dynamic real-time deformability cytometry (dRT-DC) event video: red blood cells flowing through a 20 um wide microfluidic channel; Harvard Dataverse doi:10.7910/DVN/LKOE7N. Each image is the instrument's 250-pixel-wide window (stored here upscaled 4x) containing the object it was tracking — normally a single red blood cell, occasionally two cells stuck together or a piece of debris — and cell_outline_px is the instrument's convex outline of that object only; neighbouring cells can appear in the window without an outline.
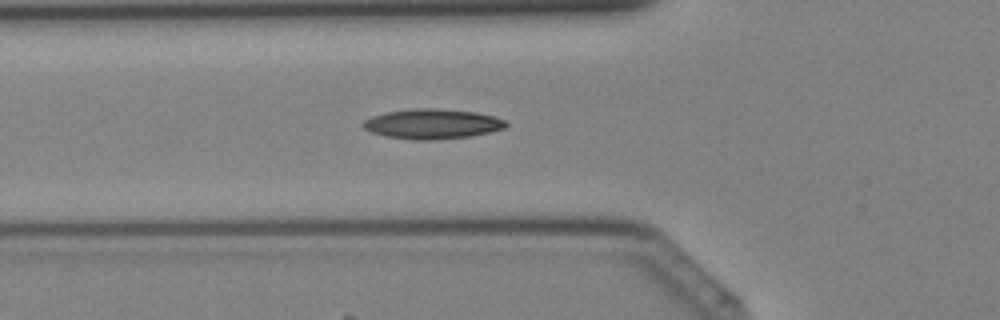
{"species": "Egyptian fruit bat (a non-hibernating species)", "species_latin": "Rousettus aegyptiacus", "temperature_condition": "cold", "stored_images_in_passage": 41, "camera_frame_rate_fps": 3000, "um_per_image_px": 0.085, "animal": {"sex": "female"}, "frame": {"image": 1, "passage_image": 15, "time_ms": 4.667, "image_size_px": [1000, 320], "cell_outline_px": [[508, 124], [504, 128], [472, 136], [432, 140], [412, 140], [384, 136], [372, 132], [364, 128], [360, 124], [364, 120], [372, 116], [384, 112], [412, 108], [432, 108], [476, 112], [492, 116], [504, 120]], "centroid_in_image_um": [36.69, 10.53], "position_along_channel_um": 89.1, "area_um2": 24.97}}
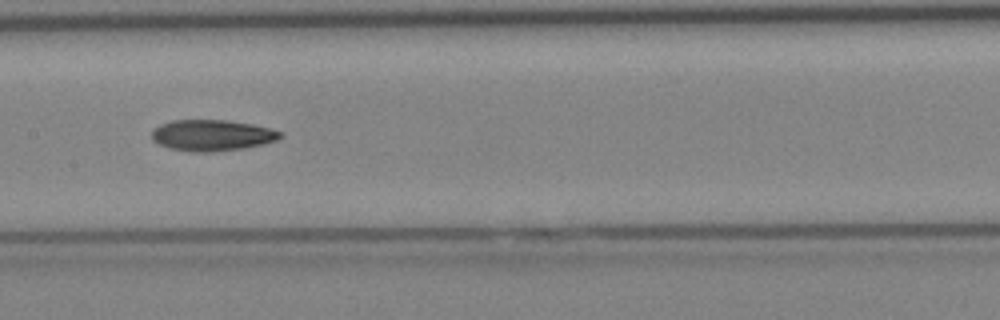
{"frame": {"image": 2, "passage_image": 21, "time_ms": 6.667, "image_size_px": [1000, 320], "cell_outline_px": [[284, 136], [276, 140], [264, 144], [244, 148], [212, 152], [196, 152], [168, 148], [152, 140], [152, 132], [160, 124], [172, 120], [224, 120], [252, 124], [284, 132]], "centroid_in_image_um": [18.05, 11.5], "position_along_channel_um": 189.4, "area_um2": 23.29}}
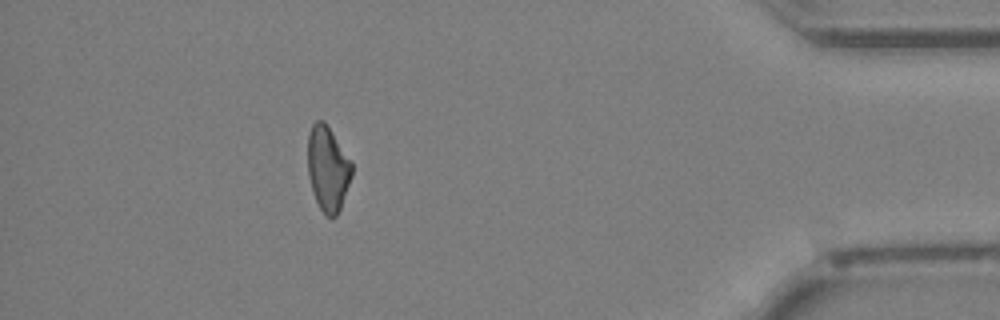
{"frame": {"image": 3, "passage_image": 37, "time_ms": 12.0, "image_size_px": [1000, 320], "cell_outline_px": [[352, 176], [340, 208], [336, 216], [328, 216], [320, 208], [312, 192], [308, 176], [308, 136], [312, 124], [316, 120], [324, 120], [352, 164]], "centroid_in_image_um": [27.84, 14.32], "position_along_channel_um": 407.4, "area_um2": 21.44}}